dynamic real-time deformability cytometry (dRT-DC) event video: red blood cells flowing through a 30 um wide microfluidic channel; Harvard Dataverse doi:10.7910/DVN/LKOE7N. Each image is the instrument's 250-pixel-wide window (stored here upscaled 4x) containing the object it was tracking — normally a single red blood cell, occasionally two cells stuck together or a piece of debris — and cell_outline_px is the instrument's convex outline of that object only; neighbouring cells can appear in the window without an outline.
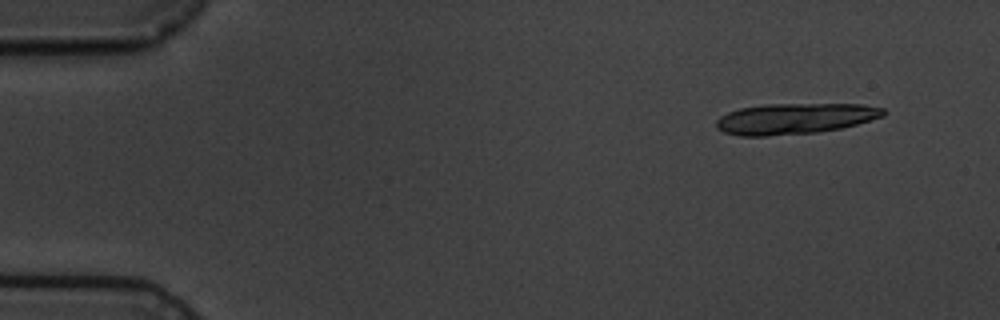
{"species": "common noctule bat (a hibernating species)", "species_latin": "Nyctalus noctula", "temperature_condition": "cold", "stored_images_in_passage": 10, "segment_of_instrument_passage": [1, 2], "camera_frame_rate_fps": 3000, "um_per_image_px": 0.085, "animal": {"sex": "male", "body_mass_g": 19.5, "forearm_length_mm": 54.6}, "frame": {"image": 1, "passage_image": 1, "time_ms": 0.0, "image_size_px": [1000, 320], "cell_outline_px": [[884, 116], [856, 124], [840, 128], [816, 132], [768, 136], [740, 136], [724, 132], [716, 128], [716, 120], [720, 116], [728, 112], [740, 108], [764, 104], [864, 104], [884, 108]], "centroid_in_image_um": [67.53, 10.08], "position_along_channel_um": 17.5, "area_um2": 30.0}}